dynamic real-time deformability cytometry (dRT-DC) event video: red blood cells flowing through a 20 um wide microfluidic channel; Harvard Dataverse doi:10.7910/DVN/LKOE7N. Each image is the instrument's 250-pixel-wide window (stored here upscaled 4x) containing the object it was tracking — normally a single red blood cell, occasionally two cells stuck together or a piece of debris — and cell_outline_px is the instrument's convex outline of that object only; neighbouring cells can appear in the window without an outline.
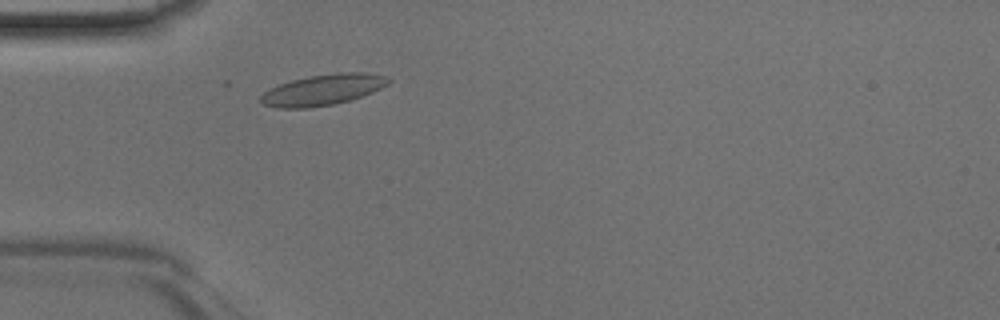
{"species": "Egyptian fruit bat (a non-hibernating species)", "species_latin": "Rousettus aegyptiacus", "temperature_condition": "room temperature", "stored_images_in_passage": 38, "camera_frame_rate_fps": 3000, "um_per_image_px": 0.085, "animal": {"sex": "male"}, "frame": {"image": 1, "passage_image": 6, "time_ms": 1.667, "image_size_px": [1000, 320], "cell_outline_px": [[392, 80], [388, 84], [372, 92], [348, 100], [332, 104], [308, 108], [276, 108], [264, 104], [260, 100], [260, 96], [264, 92], [280, 84], [292, 80], [308, 76], [340, 72], [360, 72], [384, 76]], "centroid_in_image_um": [27.42, 7.63], "position_along_channel_um": 57.6, "area_um2": 22.6}}
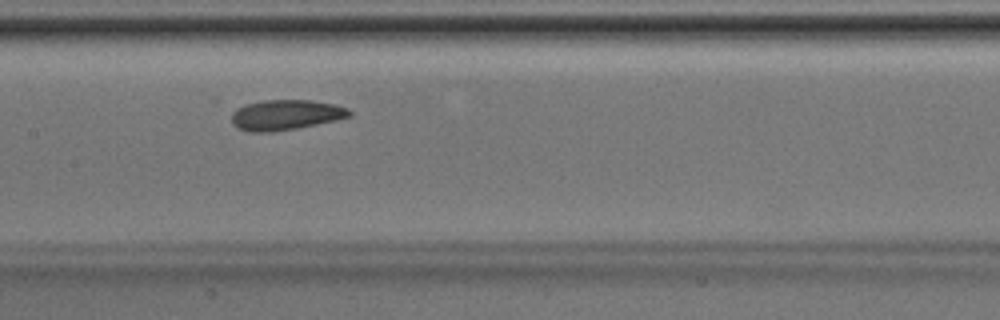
{"frame": {"image": 2, "passage_image": 15, "time_ms": 4.667, "image_size_px": [1000, 320], "cell_outline_px": [[352, 116], [316, 124], [296, 128], [272, 132], [248, 132], [236, 128], [232, 124], [232, 112], [236, 108], [244, 104], [264, 100], [312, 100], [336, 104], [348, 108], [352, 112]], "centroid_in_image_um": [24.26, 9.76], "position_along_channel_um": 183.1, "area_um2": 20.98}}
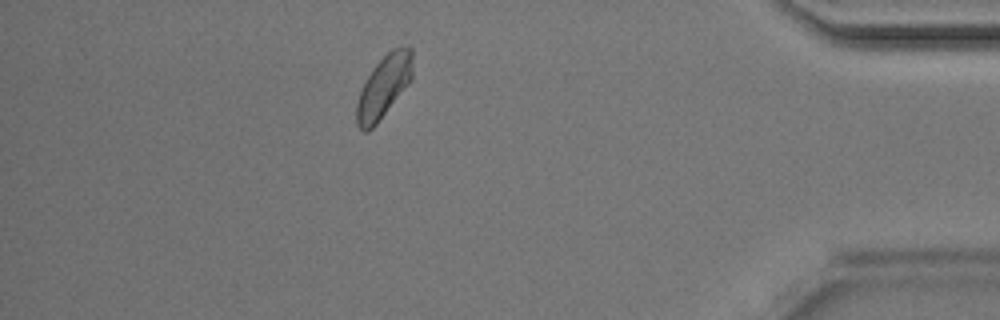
{"frame": {"image": 3, "passage_image": 33, "time_ms": 10.667, "image_size_px": [1000, 320], "cell_outline_px": [[412, 80], [376, 124], [368, 132], [364, 132], [356, 124], [356, 104], [360, 92], [372, 68], [404, 32], [412, 48]], "centroid_in_image_um": [32.71, 7.14], "position_along_channel_um": 402.5, "area_um2": 21.5}}